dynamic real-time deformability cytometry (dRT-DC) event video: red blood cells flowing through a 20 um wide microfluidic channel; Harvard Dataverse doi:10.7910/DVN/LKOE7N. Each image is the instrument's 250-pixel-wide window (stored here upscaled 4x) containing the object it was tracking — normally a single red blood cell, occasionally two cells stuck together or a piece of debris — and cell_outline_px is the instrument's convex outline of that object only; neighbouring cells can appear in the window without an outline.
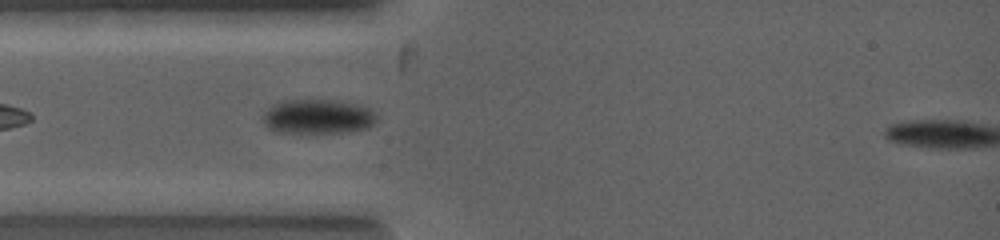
{"species": "common noctule bat (a hibernating species)", "species_latin": "Nyctalus noctula", "temperature_condition": "warm", "stored_images_in_passage": 3, "camera_frame_rate_fps": 5000, "um_per_image_px": 0.085, "animal": {"sex": "female", "body_mass_g": 19.0, "forearm_length_mm": 53.3}, "frame": {"image": 1, "passage_image": 2, "time_ms": 0.6, "image_size_px": [1000, 240], "cell_outline_px": [[376, 120], [368, 128], [352, 132], [308, 136], [276, 132], [268, 128], [264, 120], [264, 112], [288, 100], [320, 100], [356, 104], [368, 108], [376, 116]], "centroid_in_image_um": [27.03, 10.0], "position_along_channel_um": 58.0, "area_um2": 23.18}}